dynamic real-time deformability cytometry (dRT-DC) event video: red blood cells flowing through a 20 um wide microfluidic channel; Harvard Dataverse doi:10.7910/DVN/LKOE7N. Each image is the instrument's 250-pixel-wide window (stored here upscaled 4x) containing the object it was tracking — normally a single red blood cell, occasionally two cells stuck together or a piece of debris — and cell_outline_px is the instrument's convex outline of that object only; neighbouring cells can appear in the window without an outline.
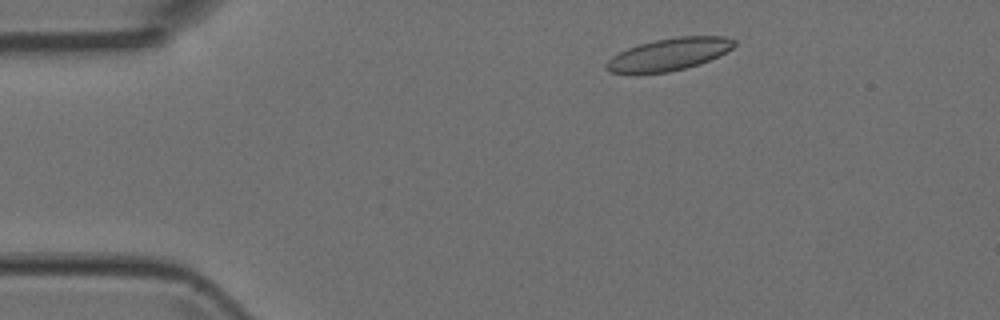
{"species": "Egyptian fruit bat (a non-hibernating species)", "species_latin": "Rousettus aegyptiacus", "temperature_condition": "room temperature", "stored_images_in_passage": 5, "camera_frame_rate_fps": 3000, "um_per_image_px": 0.085, "animal": {"sex": "female"}, "frame": {"image": 1, "passage_image": 2, "time_ms": 0.333, "image_size_px": [1000, 320], "cell_outline_px": [[736, 44], [732, 48], [708, 60], [684, 68], [668, 72], [612, 72], [604, 68], [604, 64], [612, 56], [628, 48], [640, 44], [656, 40], [676, 36], [724, 36], [736, 40]], "centroid_in_image_um": [56.87, 4.59], "position_along_channel_um": 28.1, "area_um2": 23.47}}
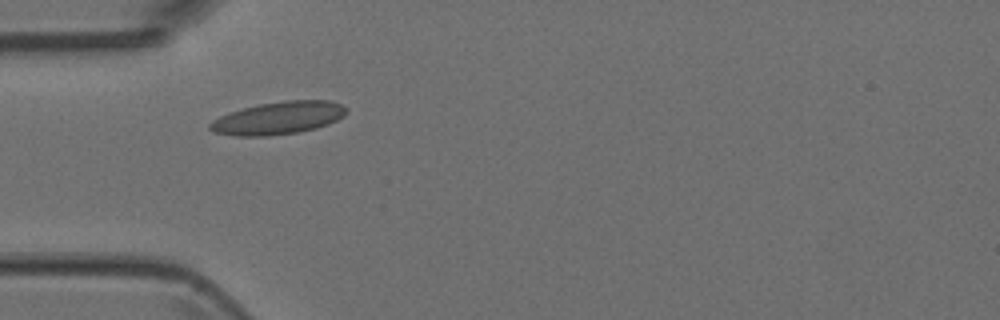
{"frame": {"image": 2, "passage_image": 4, "time_ms": 1.0, "image_size_px": [1000, 320], "cell_outline_px": [[348, 112], [344, 116], [328, 124], [316, 128], [300, 132], [268, 136], [236, 136], [216, 132], [208, 128], [208, 124], [212, 120], [220, 116], [244, 108], [260, 104], [284, 100], [328, 100], [340, 104]], "centroid_in_image_um": [23.66, 10.04], "position_along_channel_um": 61.3, "area_um2": 25.84}}
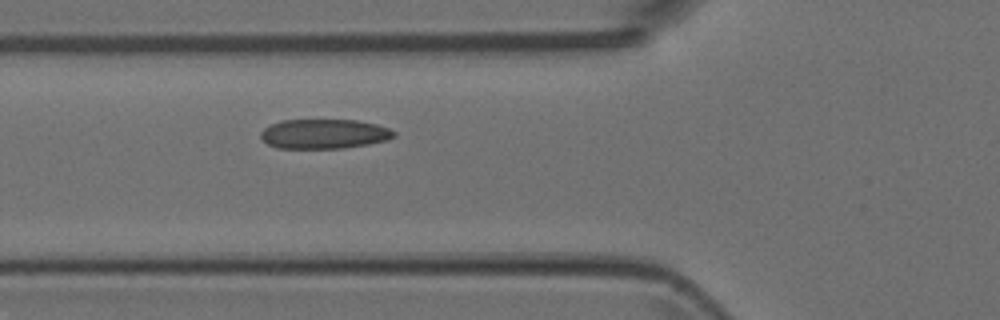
{"frame": {"image": 3, "passage_image": 5, "time_ms": 1.333, "image_size_px": [1000, 320], "cell_outline_px": [[396, 136], [388, 140], [368, 144], [344, 148], [276, 148], [268, 144], [260, 136], [260, 132], [264, 128], [280, 120], [356, 120], [376, 124], [388, 128], [396, 132]], "centroid_in_image_um": [27.56, 11.38], "position_along_channel_um": 98.2, "area_um2": 23.0}}